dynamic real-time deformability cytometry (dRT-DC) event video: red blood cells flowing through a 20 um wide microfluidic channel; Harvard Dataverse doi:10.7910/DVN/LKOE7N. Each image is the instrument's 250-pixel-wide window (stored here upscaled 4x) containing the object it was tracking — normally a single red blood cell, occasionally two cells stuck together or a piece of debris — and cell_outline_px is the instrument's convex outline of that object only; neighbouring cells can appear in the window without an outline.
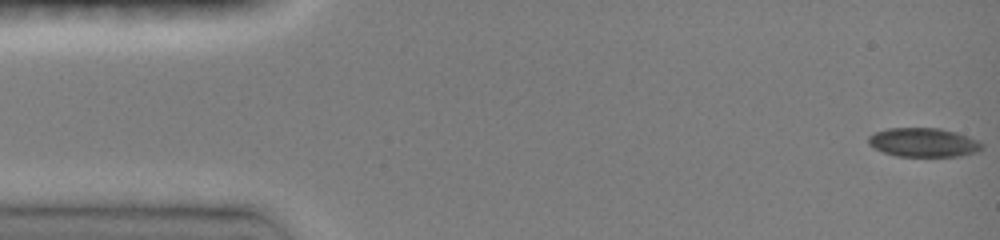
{"species": "common noctule bat (a hibernating species)", "species_latin": "Nyctalus noctula", "temperature_condition": "room temperature", "stored_images_in_passage": 9, "camera_frame_rate_fps": 3000, "um_per_image_px": 0.085, "animal": {"sex": "female", "body_mass_g": 19.0, "forearm_length_mm": 51.5}, "frame": {"image": 1, "passage_image": 1, "time_ms": 0.0, "image_size_px": [1000, 240], "cell_outline_px": [[984, 148], [976, 152], [960, 156], [896, 156], [884, 152], [868, 144], [868, 136], [872, 132], [888, 128], [940, 128], [956, 132], [968, 136], [976, 140]], "centroid_in_image_um": [78.46, 12.1], "position_along_channel_um": 6.5, "area_um2": 19.13}}